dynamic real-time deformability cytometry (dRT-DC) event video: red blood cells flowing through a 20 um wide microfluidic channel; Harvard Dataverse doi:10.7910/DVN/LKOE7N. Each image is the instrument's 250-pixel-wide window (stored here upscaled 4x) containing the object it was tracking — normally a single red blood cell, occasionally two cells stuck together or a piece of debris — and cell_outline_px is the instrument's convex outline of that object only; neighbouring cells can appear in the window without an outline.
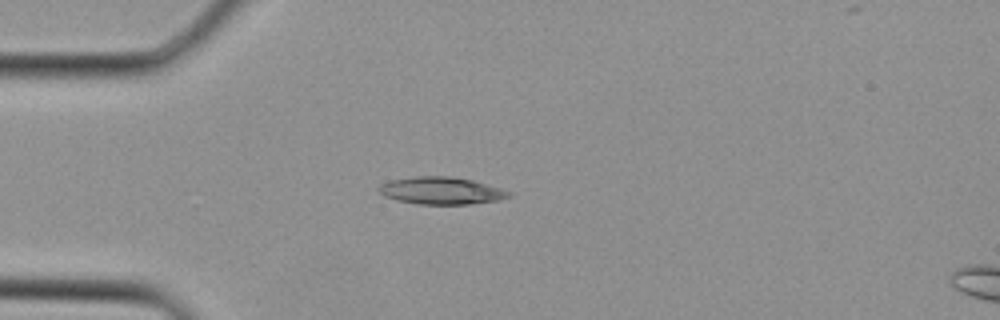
{"species": "Egyptian fruit bat (a non-hibernating species)", "species_latin": "Rousettus aegyptiacus", "temperature_condition": "cold", "stored_images_in_passage": 4, "camera_frame_rate_fps": 3000, "um_per_image_px": 0.085, "animal": {"sex": "female"}, "frame": {"image": 1, "passage_image": 3, "time_ms": 0.667, "image_size_px": [1000, 320], "cell_outline_px": [[512, 196], [500, 200], [468, 204], [420, 204], [396, 200], [384, 196], [376, 188], [380, 184], [388, 180], [416, 176], [452, 176], [472, 180], [500, 188], [512, 192]], "centroid_in_image_um": [37.49, 16.2], "position_along_channel_um": 47.5, "area_um2": 20.81}}